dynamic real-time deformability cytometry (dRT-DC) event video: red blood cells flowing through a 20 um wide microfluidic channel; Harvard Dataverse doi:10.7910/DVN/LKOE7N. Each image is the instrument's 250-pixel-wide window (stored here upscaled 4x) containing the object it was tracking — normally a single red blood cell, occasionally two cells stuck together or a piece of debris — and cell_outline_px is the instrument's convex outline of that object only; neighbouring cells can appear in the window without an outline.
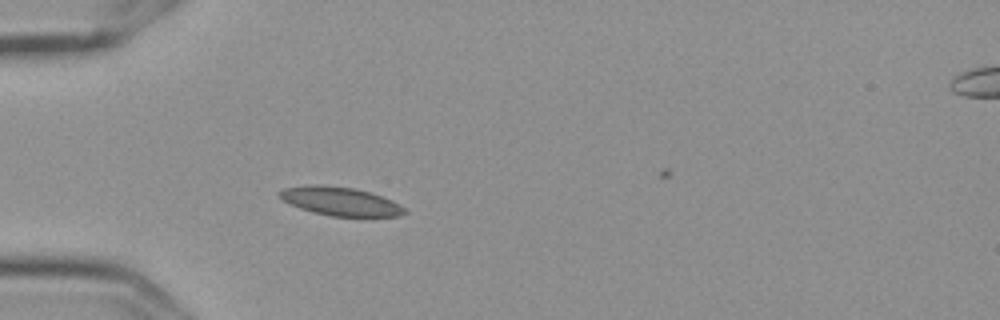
{"species": "Egyptian fruit bat (a non-hibernating species)", "species_latin": "Rousettus aegyptiacus", "temperature_condition": "cold", "stored_images_in_passage": 42, "camera_frame_rate_fps": 3000, "um_per_image_px": 0.085, "frame": {"image": 1, "passage_image": 1, "time_ms": 0.0, "image_size_px": [1000, 320], "cell_outline_px": [[408, 212], [400, 216], [332, 216], [312, 212], [300, 208], [276, 196], [276, 192], [284, 188], [316, 184], [356, 188], [372, 192], [392, 200], [404, 208]], "centroid_in_image_um": [28.92, 17.1], "position_along_channel_um": 56.1, "area_um2": 20.87}}
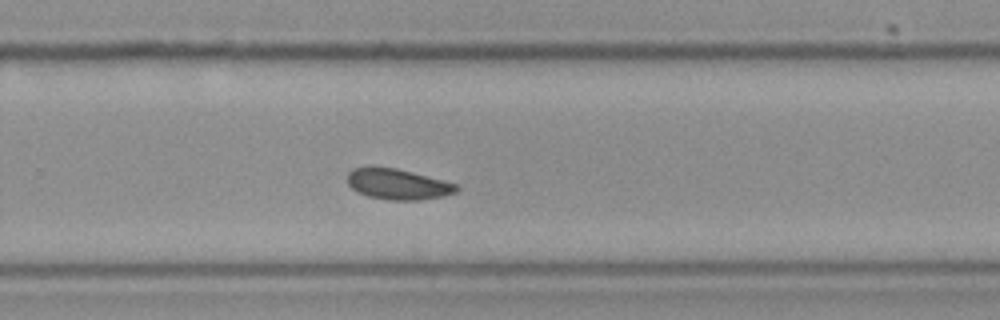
{"frame": {"image": 2, "passage_image": 22, "time_ms": 7.0, "image_size_px": [1000, 320], "cell_outline_px": [[460, 188], [456, 192], [444, 196], [420, 200], [388, 200], [368, 196], [356, 192], [348, 184], [348, 172], [352, 168], [396, 168], [444, 180], [456, 184]], "centroid_in_image_um": [33.83, 15.67], "position_along_channel_um": 296.0, "area_um2": 19.36}}
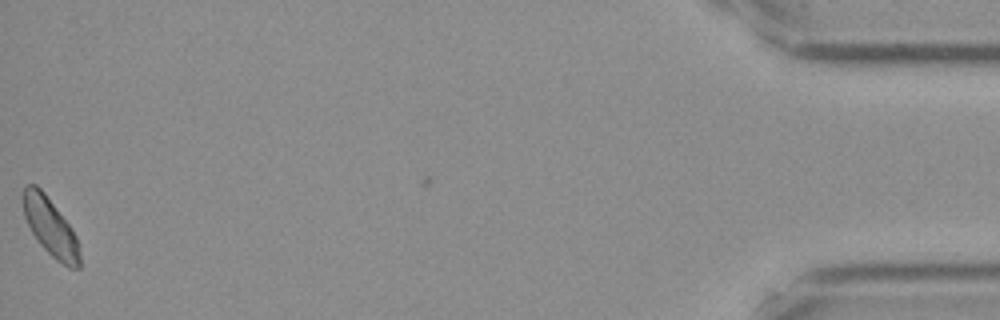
{"frame": {"image": 3, "passage_image": 41, "time_ms": 13.333, "image_size_px": [1000, 320], "cell_outline_px": [[80, 268], [68, 268], [56, 260], [40, 244], [32, 232], [24, 216], [24, 188], [28, 184], [36, 184], [44, 192], [72, 228], [76, 236], [80, 248]], "centroid_in_image_um": [4.32, 19.33], "position_along_channel_um": 430.9, "area_um2": 18.9}, "authors_computed_cell_mechanics": {"area_um2": 19.2185, "velocity_mm_per_s": 3.563, "shape_relaxation_time_tau1_ms": 4.116, "shape_relaxation_time_tau2_ms": 7.0978, "deformation_change_tau1": 0.0951, "deformation_change_tau2": 0.0808}}